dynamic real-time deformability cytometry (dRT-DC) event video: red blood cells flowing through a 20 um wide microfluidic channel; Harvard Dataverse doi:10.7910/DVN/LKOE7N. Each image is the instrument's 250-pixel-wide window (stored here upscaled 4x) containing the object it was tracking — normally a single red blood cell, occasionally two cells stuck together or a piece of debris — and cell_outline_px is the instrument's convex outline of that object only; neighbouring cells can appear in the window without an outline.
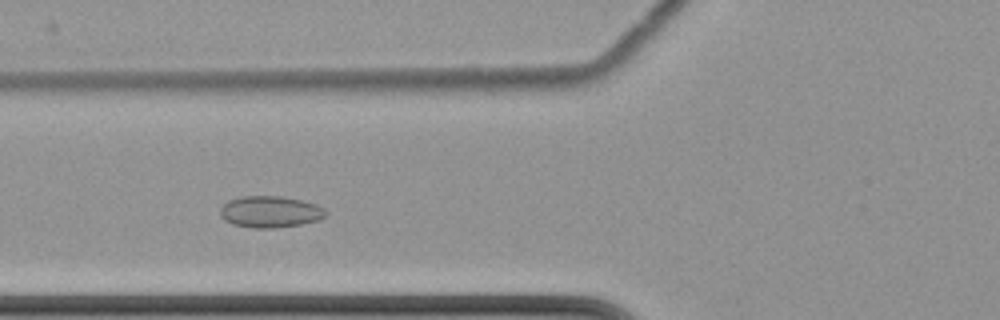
{"species": "common noctule bat (a hibernating species)", "species_latin": "Nyctalus noctula", "temperature_condition": "cold", "stored_images_in_passage": 43, "camera_frame_rate_fps": 3000, "um_per_image_px": 0.085, "animal": {"sex": "female", "body_mass_g": 22.7, "forearm_length_mm": 54.2}, "frame": {"image": 1, "passage_image": 7, "time_ms": 2.0, "image_size_px": [1000, 320], "cell_outline_px": [[328, 212], [320, 220], [300, 224], [276, 228], [252, 228], [232, 224], [224, 220], [220, 216], [220, 208], [228, 200], [240, 196], [280, 196], [300, 200], [316, 204], [324, 208]], "centroid_in_image_um": [22.95, 18.0], "position_along_channel_um": 102.9, "area_um2": 19.54}}
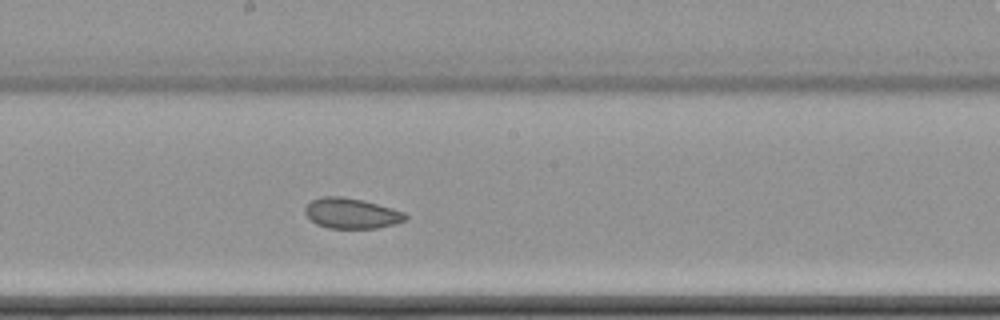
{"frame": {"image": 2, "passage_image": 17, "time_ms": 5.333, "image_size_px": [1000, 320], "cell_outline_px": [[408, 220], [376, 228], [328, 228], [316, 224], [304, 212], [304, 208], [312, 200], [324, 196], [340, 196], [364, 200], [392, 208], [404, 212], [408, 216]], "centroid_in_image_um": [29.88, 18.13], "position_along_channel_um": 218.3, "area_um2": 17.74}}
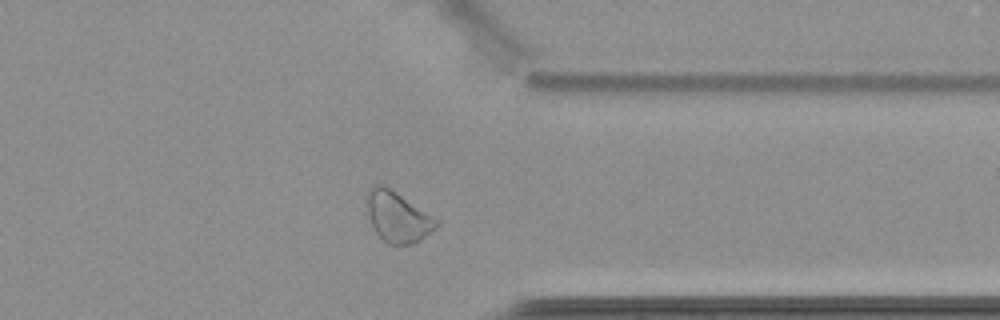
{"frame": {"image": 3, "passage_image": 31, "time_ms": 10.0, "image_size_px": [1000, 320], "cell_outline_px": [[440, 224], [436, 228], [420, 240], [412, 244], [388, 244], [376, 232], [368, 216], [364, 200], [364, 196], [372, 184], [384, 184], [440, 220]], "centroid_in_image_um": [33.78, 18.39], "position_along_channel_um": 377.6, "area_um2": 20.81}, "authors_computed_cell_mechanics": {"area_um2": 19.1318, "velocity_mm_per_s": 3.4675, "shape_relaxation_time_tau1_ms": null, "shape_relaxation_time_tau2_ms": 3.0766, "deformation_change_tau1": null, "deformation_change_tau2": 0.0603}}